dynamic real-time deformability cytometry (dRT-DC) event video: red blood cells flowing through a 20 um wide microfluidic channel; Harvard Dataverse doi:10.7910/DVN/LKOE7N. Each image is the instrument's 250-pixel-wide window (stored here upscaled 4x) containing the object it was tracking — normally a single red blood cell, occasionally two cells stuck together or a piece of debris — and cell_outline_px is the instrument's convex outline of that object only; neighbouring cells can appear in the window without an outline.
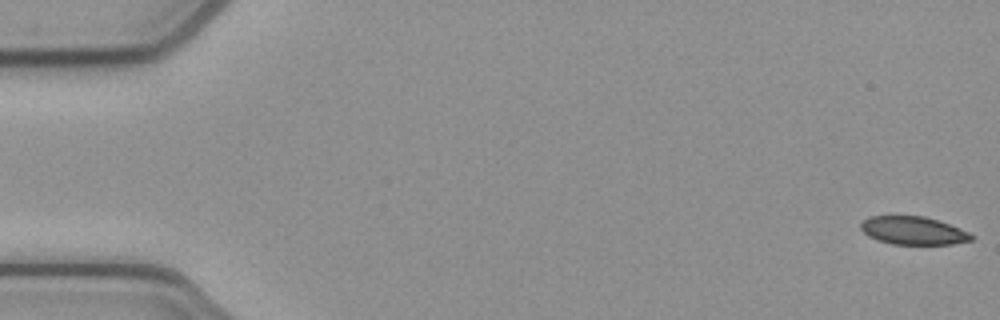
{"species": "common noctule bat (a hibernating species)", "species_latin": "Nyctalus noctula", "temperature_condition": "cold", "stored_images_in_passage": 53, "camera_frame_rate_fps": 3000, "um_per_image_px": 0.085, "animal": {"sex": "female", "body_mass_g": 21.9}, "frame": {"image": 1, "passage_image": 1, "time_ms": 0.0, "image_size_px": [1000, 320], "cell_outline_px": [[972, 240], [952, 244], [892, 244], [868, 236], [860, 228], [860, 224], [868, 216], [924, 216], [960, 228], [968, 232], [972, 236]], "centroid_in_image_um": [77.6, 19.6], "position_along_channel_um": 7.4, "area_um2": 17.86}}
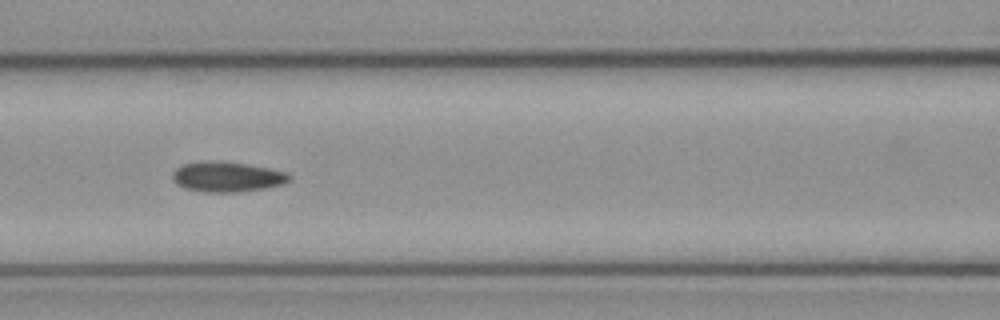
{"frame": {"image": 2, "passage_image": 23, "time_ms": 7.333, "image_size_px": [1000, 320], "cell_outline_px": [[292, 176], [284, 184], [264, 188], [240, 192], [204, 192], [184, 188], [176, 184], [172, 180], [172, 172], [176, 168], [184, 164], [248, 164], [288, 172]], "centroid_in_image_um": [19.34, 15.09], "position_along_channel_um": 147.3, "area_um2": 19.71}}
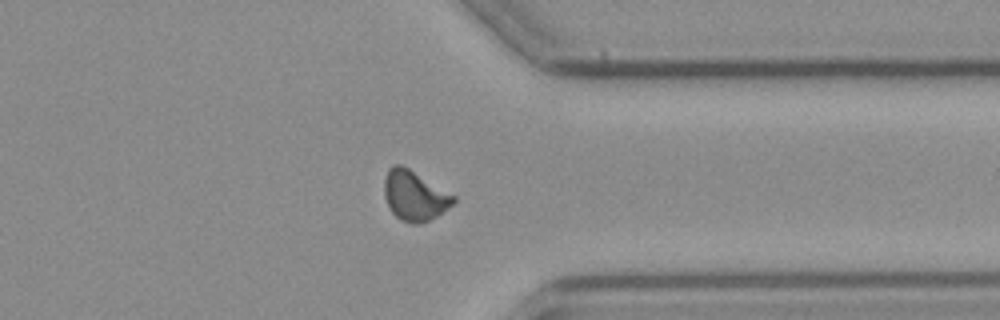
{"frame": {"image": 3, "passage_image": 41, "time_ms": 13.333, "image_size_px": [1000, 320], "cell_outline_px": [[456, 200], [452, 204], [436, 216], [420, 224], [412, 224], [400, 220], [388, 208], [384, 196], [384, 180], [388, 168], [392, 164], [400, 164], [408, 168], [456, 196]], "centroid_in_image_um": [35.19, 16.63], "position_along_channel_um": 376.2, "area_um2": 20.11}, "authors_computed_cell_mechanics": {"area_um2": 19.7098, "velocity_mm_per_s": 3.8948, "shape_relaxation_time_tau1_ms": null, "shape_relaxation_time_tau2_ms": 2.6926, "deformation_change_tau1": null, "deformation_change_tau2": 0.0539}}